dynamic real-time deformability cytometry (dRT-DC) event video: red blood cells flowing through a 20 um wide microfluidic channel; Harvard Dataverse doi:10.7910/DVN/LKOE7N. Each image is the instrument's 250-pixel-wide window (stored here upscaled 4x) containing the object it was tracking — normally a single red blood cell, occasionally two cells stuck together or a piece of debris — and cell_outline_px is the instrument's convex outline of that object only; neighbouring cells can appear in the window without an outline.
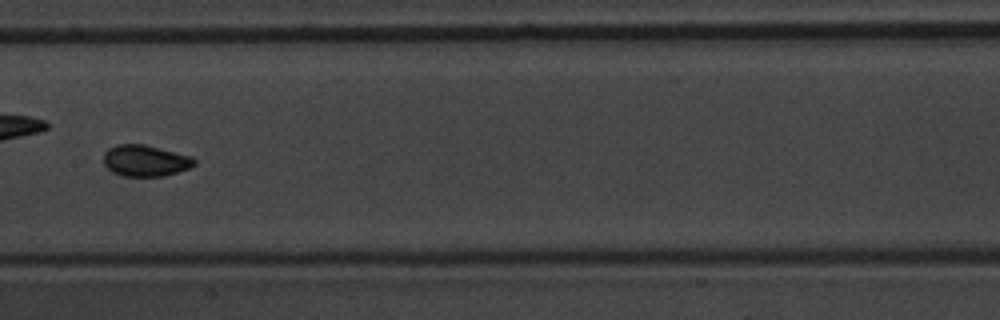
{"species": "common noctule bat (a hibernating species)", "species_latin": "Nyctalus noctula", "temperature_condition": "warm", "stored_images_in_passage": 7, "camera_frame_rate_fps": 3000, "um_per_image_px": 0.085, "animal": {"sex": "male", "body_mass_g": 20.1, "forearm_length_mm": 53.5}, "frame": {"image": 1, "passage_image": 7, "time_ms": 8.0, "image_size_px": [1000, 320], "cell_outline_px": [[196, 164], [188, 168], [164, 176], [124, 176], [112, 172], [104, 164], [104, 152], [108, 148], [116, 144], [144, 144], [192, 156], [196, 160]], "centroid_in_image_um": [12.34, 13.65], "position_along_channel_um": 195.1, "area_um2": 16.59}}